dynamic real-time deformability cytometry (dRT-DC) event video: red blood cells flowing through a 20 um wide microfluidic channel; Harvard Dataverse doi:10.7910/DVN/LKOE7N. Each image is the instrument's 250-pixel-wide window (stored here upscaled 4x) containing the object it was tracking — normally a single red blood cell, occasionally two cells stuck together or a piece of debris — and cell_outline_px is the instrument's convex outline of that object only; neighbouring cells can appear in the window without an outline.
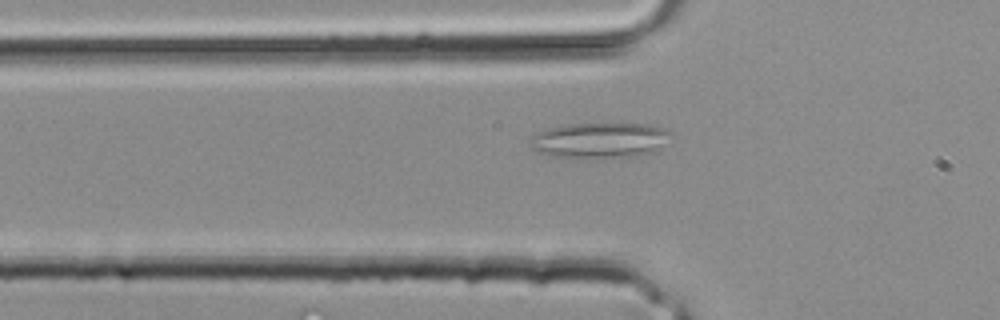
{"species": "common noctule bat (a hibernating species)", "species_latin": "Nyctalus noctula", "temperature_condition": "room temperature", "stored_images_in_passage": 27, "camera_frame_rate_fps": 3000, "um_per_image_px": 0.085, "animal": {"sex": "male", "body_mass_g": 20.4}, "frame": {"image": 1, "passage_image": 4, "time_ms": 1.0, "image_size_px": [1000, 320], "cell_outline_px": [[672, 132], [652, 152], [636, 156], [556, 156], [540, 152], [532, 148], [532, 136], [536, 132], [544, 128], [568, 124], [648, 124], [664, 128]], "centroid_in_image_um": [50.93, 11.88], "position_along_channel_um": 74.9, "area_um2": 27.98}}
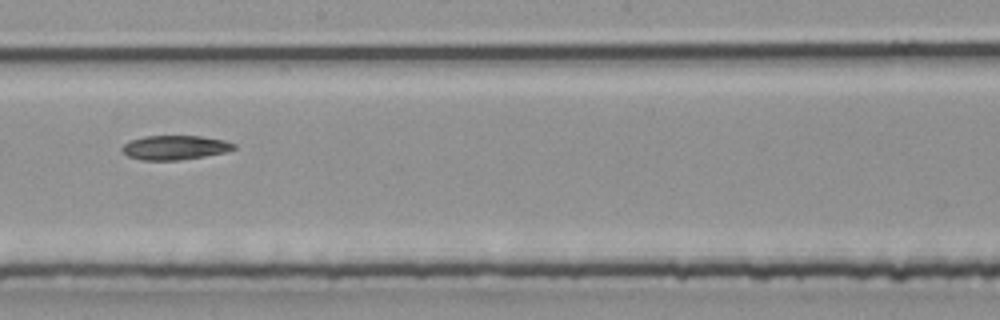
{"frame": {"image": 2, "passage_image": 12, "time_ms": 3.667, "image_size_px": [1000, 320], "cell_outline_px": [[236, 148], [228, 152], [180, 160], [140, 160], [128, 156], [120, 148], [128, 140], [144, 136], [200, 136], [224, 140], [236, 144]], "centroid_in_image_um": [14.86, 12.54], "position_along_channel_um": 233.3, "area_um2": 15.95}}
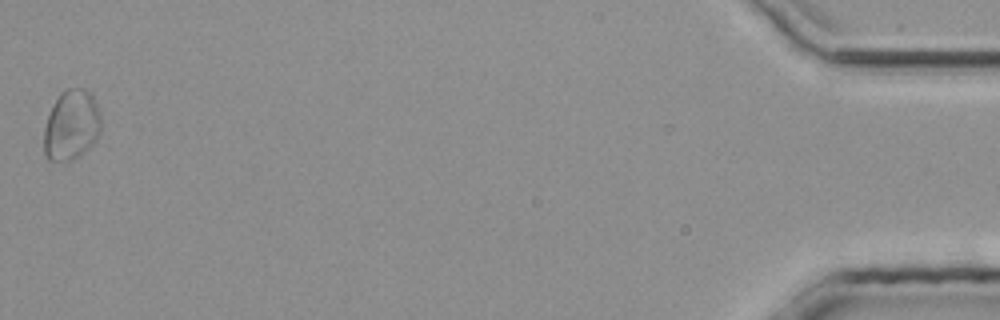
{"frame": {"image": 3, "passage_image": 27, "time_ms": 8.667, "image_size_px": [1000, 320], "cell_outline_px": [[100, 132], [92, 144], [80, 156], [72, 160], [48, 160], [44, 152], [44, 128], [52, 104], [60, 92], [68, 88], [84, 88], [92, 92], [100, 112]], "centroid_in_image_um": [6.07, 10.6], "position_along_channel_um": 429.1, "area_um2": 23.52}}